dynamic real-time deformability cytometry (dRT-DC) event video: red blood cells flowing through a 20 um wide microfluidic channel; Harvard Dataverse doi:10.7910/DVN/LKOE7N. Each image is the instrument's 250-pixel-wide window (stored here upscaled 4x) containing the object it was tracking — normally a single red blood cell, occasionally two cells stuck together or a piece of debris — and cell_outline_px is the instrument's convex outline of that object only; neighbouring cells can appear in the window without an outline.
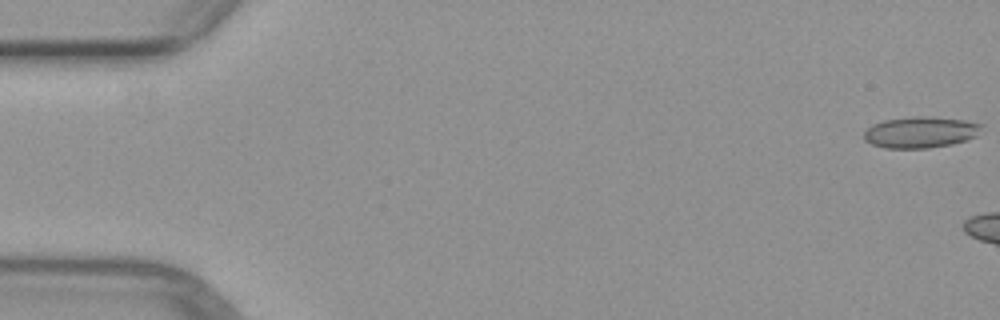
{"species": "common noctule bat (a hibernating species)", "species_latin": "Nyctalus noctula", "temperature_condition": "warm", "stored_images_in_passage": 4, "camera_frame_rate_fps": 3000, "um_per_image_px": 0.085, "animal": {"sex": "female", "body_mass_g": 29.2, "forearm_length_mm": 56.3}, "frame": {"image": 1, "passage_image": 1, "time_ms": 0.0, "image_size_px": [1000, 320], "cell_outline_px": [[984, 124], [976, 136], [952, 144], [928, 148], [884, 148], [872, 144], [864, 140], [864, 132], [872, 124], [884, 120], [912, 116], [924, 116], [964, 120]], "centroid_in_image_um": [78.22, 11.24], "position_along_channel_um": 6.8, "area_um2": 21.39}}